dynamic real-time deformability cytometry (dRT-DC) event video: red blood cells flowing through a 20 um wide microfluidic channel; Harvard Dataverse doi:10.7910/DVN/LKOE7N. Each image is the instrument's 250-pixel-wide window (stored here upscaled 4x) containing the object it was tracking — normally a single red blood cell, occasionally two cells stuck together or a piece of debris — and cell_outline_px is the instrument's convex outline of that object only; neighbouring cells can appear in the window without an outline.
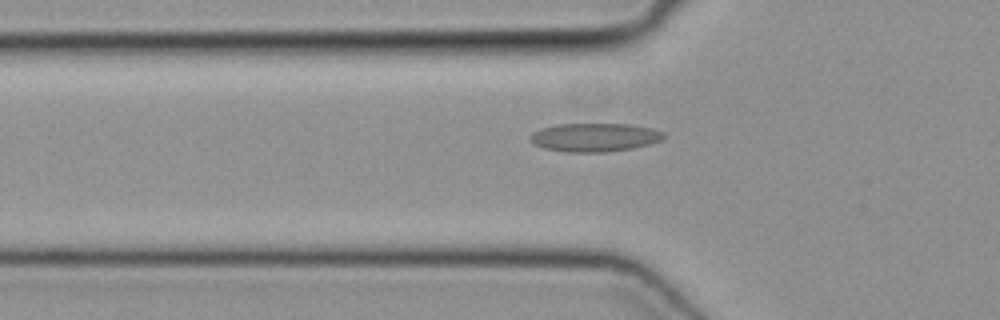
{"species": "common noctule bat (a hibernating species)", "species_latin": "Nyctalus noctula", "temperature_condition": "cold", "stored_images_in_passage": 29, "camera_frame_rate_fps": 3000, "um_per_image_px": 0.085, "animal": {"sex": "female", "body_mass_g": 19.3, "forearm_length_mm": 54.1}, "frame": {"image": 1, "passage_image": 3, "time_ms": 0.667, "image_size_px": [1000, 320], "cell_outline_px": [[664, 136], [660, 140], [648, 144], [632, 148], [604, 152], [568, 152], [544, 148], [532, 144], [528, 140], [528, 136], [532, 132], [540, 128], [556, 124], [632, 124], [652, 128], [664, 132]], "centroid_in_image_um": [50.47, 11.66], "position_along_channel_um": 75.3, "area_um2": 22.31}}
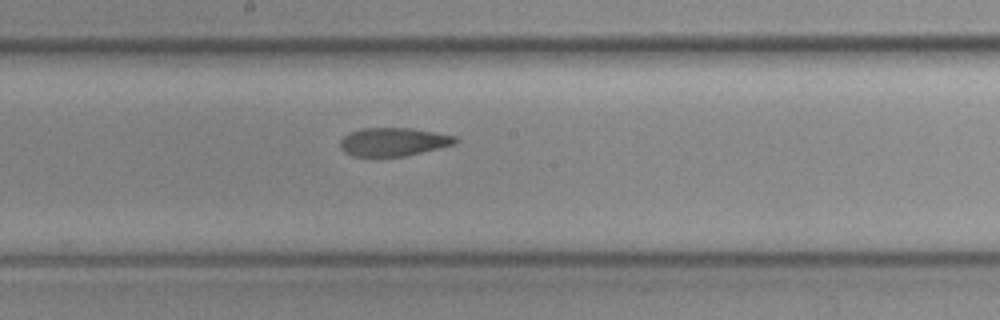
{"frame": {"image": 2, "passage_image": 13, "time_ms": 4.0, "image_size_px": [1000, 320], "cell_outline_px": [[460, 140], [456, 144], [404, 156], [352, 156], [344, 152], [340, 148], [340, 140], [348, 132], [360, 128], [412, 128], [456, 136]], "centroid_in_image_um": [33.43, 12.05], "position_along_channel_um": 214.8, "area_um2": 19.13}}
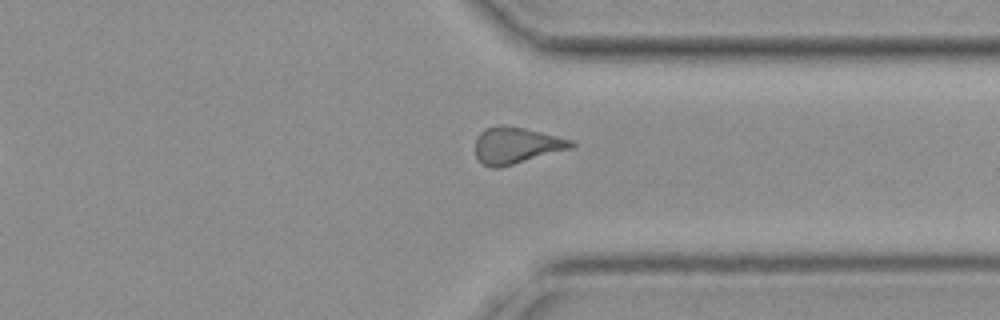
{"frame": {"image": 3, "passage_image": 24, "time_ms": 7.667, "image_size_px": [1000, 320], "cell_outline_px": [[576, 144], [572, 148], [500, 168], [492, 168], [484, 164], [476, 156], [476, 136], [484, 128], [500, 124], [504, 124], [524, 128], [572, 140]], "centroid_in_image_um": [43.86, 12.35], "position_along_channel_um": 367.5, "area_um2": 20.4}}